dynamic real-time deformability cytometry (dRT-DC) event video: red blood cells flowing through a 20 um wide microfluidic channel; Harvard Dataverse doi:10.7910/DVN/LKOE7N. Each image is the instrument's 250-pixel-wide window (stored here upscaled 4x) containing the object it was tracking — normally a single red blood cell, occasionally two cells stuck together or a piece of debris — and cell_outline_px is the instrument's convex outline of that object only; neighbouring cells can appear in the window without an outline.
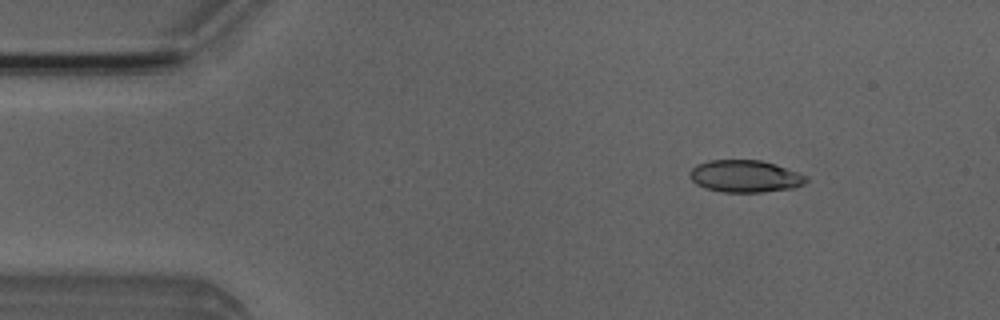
{"species": "Egyptian fruit bat (a non-hibernating species)", "species_latin": "Rousettus aegyptiacus", "temperature_condition": "room temperature", "stored_images_in_passage": 51, "camera_frame_rate_fps": 3000, "um_per_image_px": 0.085, "animal": {"sex": "male"}, "frame": {"image": 1, "passage_image": 7, "time_ms": 2.0, "image_size_px": [1000, 320], "cell_outline_px": [[808, 180], [804, 184], [792, 188], [764, 192], [724, 192], [704, 188], [696, 184], [688, 176], [688, 172], [696, 164], [708, 160], [760, 160], [776, 164], [800, 172], [808, 176]], "centroid_in_image_um": [63.33, 14.97], "position_along_channel_um": 21.7, "area_um2": 22.14}}
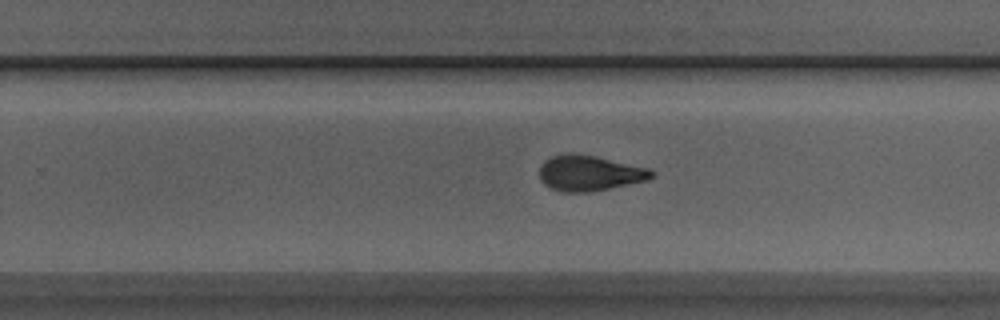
{"frame": {"image": 2, "passage_image": 32, "time_ms": 10.333, "image_size_px": [1000, 320], "cell_outline_px": [[656, 176], [648, 180], [592, 192], [564, 192], [552, 188], [544, 184], [540, 180], [540, 164], [544, 160], [552, 156], [568, 152], [596, 156], [648, 168], [656, 172]], "centroid_in_image_um": [50.11, 14.71], "position_along_channel_um": 279.7, "area_um2": 23.41}}
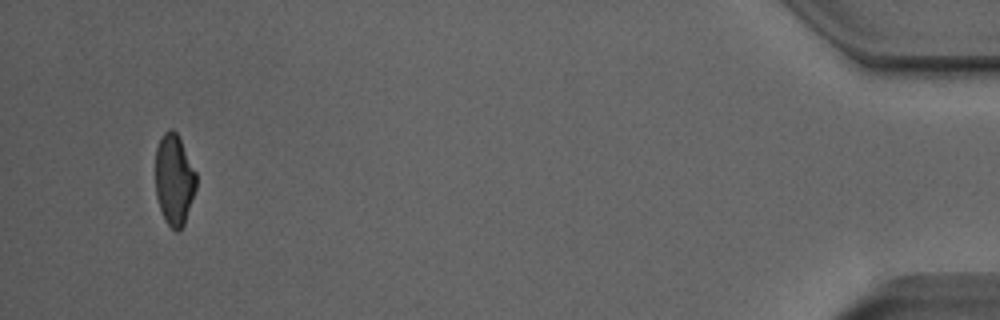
{"frame": {"image": 3, "passage_image": 49, "time_ms": 16.0, "image_size_px": [1000, 320], "cell_outline_px": [[196, 188], [184, 224], [180, 232], [176, 232], [164, 220], [156, 196], [156, 148], [164, 132], [168, 128], [172, 128], [176, 132], [196, 172]], "centroid_in_image_um": [14.8, 15.29], "position_along_channel_um": 420.4, "area_um2": 21.5}, "authors_computed_cell_mechanics": {"area_um2": 22.831, "velocity_mm_per_s": 3.9886, "shape_relaxation_time_tau1_ms": 4.3217, "shape_relaxation_time_tau2_ms": 2.1634, "deformation_change_tau1": 0.1664, "deformation_change_tau2": 0.0736}}